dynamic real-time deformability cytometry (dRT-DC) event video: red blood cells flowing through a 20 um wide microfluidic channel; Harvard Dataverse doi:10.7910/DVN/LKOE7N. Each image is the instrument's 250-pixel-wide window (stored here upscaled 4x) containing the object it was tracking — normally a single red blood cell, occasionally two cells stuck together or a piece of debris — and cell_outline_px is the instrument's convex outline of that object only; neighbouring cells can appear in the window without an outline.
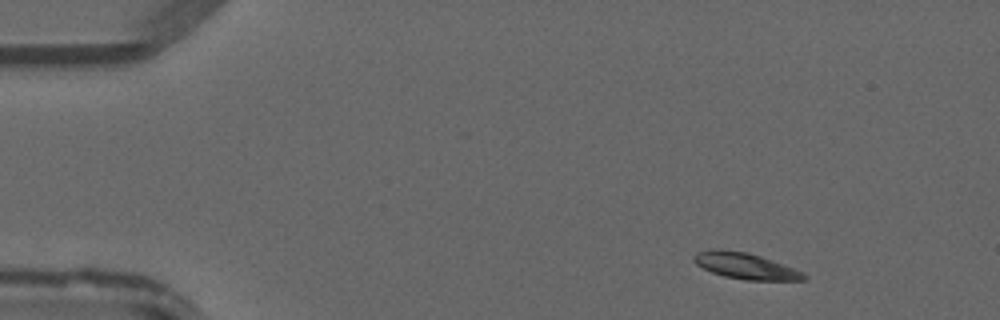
{"species": "common noctule bat (a hibernating species)", "species_latin": "Nyctalus noctula", "temperature_condition": "warm", "stored_images_in_passage": 46, "camera_frame_rate_fps": 3000, "um_per_image_px": 0.085, "animal": {"sex": "male", "forearm_length_mm": 52.5}, "frame": {"image": 1, "passage_image": 4, "time_ms": 1.0, "image_size_px": [1000, 320], "cell_outline_px": [[808, 280], [748, 280], [724, 276], [712, 272], [696, 264], [692, 260], [692, 256], [696, 252], [712, 248], [720, 248], [748, 252], [772, 260], [804, 272], [808, 276]], "centroid_in_image_um": [63.34, 22.58], "position_along_channel_um": 21.7, "area_um2": 16.94}}
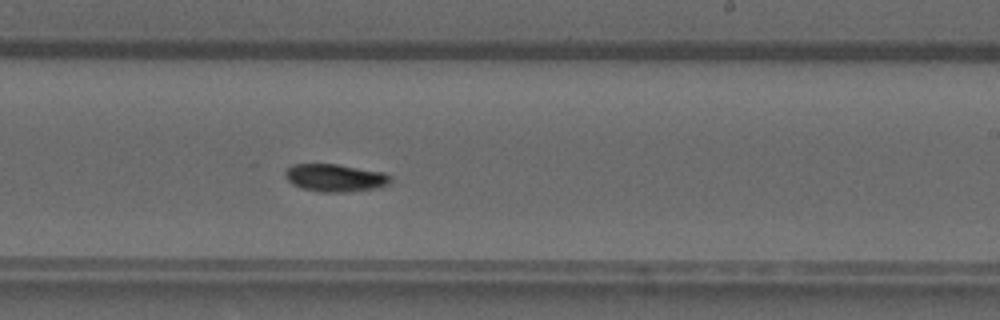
{"frame": {"image": 2, "passage_image": 27, "time_ms": 8.667, "image_size_px": [1000, 320], "cell_outline_px": [[392, 184], [376, 188], [344, 192], [320, 192], [300, 188], [292, 184], [284, 176], [284, 172], [292, 164], [336, 164], [384, 172], [392, 176]], "centroid_in_image_um": [28.51, 15.12], "position_along_channel_um": 260.5, "area_um2": 17.17}}
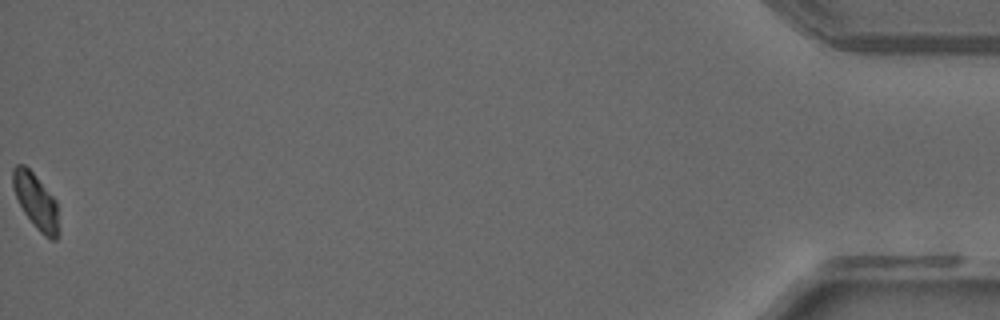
{"frame": {"image": 3, "passage_image": 46, "time_ms": 15.0, "image_size_px": [1000, 320], "cell_outline_px": [[60, 228], [56, 240], [52, 240], [44, 236], [36, 228], [24, 212], [16, 196], [12, 184], [12, 168], [16, 164], [24, 164], [32, 172], [56, 200]], "centroid_in_image_um": [3.07, 17.13], "position_along_channel_um": 432.1, "area_um2": 14.8}}